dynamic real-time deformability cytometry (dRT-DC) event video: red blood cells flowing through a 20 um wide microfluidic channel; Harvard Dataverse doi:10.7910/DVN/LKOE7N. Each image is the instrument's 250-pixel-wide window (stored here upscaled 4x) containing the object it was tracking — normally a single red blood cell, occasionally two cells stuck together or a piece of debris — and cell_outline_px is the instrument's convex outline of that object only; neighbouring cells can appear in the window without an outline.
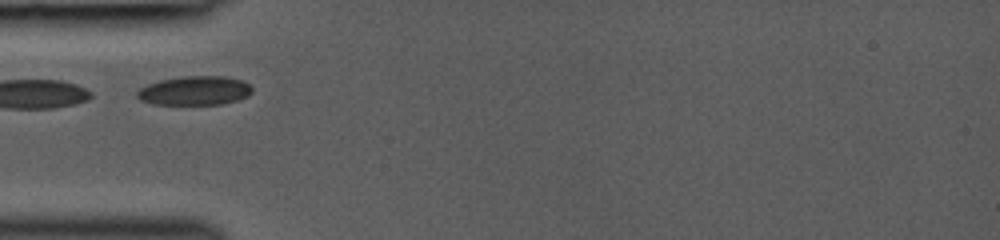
{"species": "common noctule bat (a hibernating species)", "species_latin": "Nyctalus noctula", "temperature_condition": "room temperature", "stored_images_in_passage": 8, "camera_frame_rate_fps": 3000, "um_per_image_px": 0.085, "animal": {"sex": "female", "body_mass_g": 19.0, "forearm_length_mm": 53.3}, "frame": {"image": 1, "passage_image": 1, "time_ms": 0.0, "image_size_px": [1000, 240], "cell_outline_px": [[252, 92], [248, 96], [224, 104], [152, 104], [140, 100], [136, 96], [136, 92], [140, 88], [148, 84], [160, 80], [184, 76], [224, 76], [240, 80], [248, 84], [252, 88]], "centroid_in_image_um": [16.53, 7.71], "position_along_channel_um": 68.5, "area_um2": 19.42}}
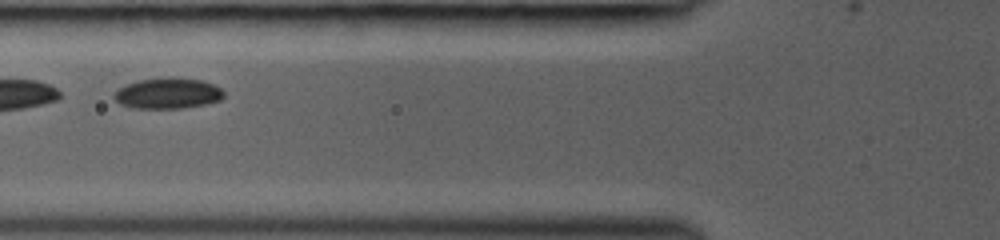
{"frame": {"image": 2, "passage_image": 7, "time_ms": 1.0, "image_size_px": [1000, 240], "cell_outline_px": [[224, 96], [220, 100], [208, 104], [184, 108], [132, 108], [120, 104], [112, 96], [120, 88], [128, 84], [140, 80], [200, 80], [212, 84], [220, 88], [224, 92]], "centroid_in_image_um": [14.28, 7.99], "position_along_channel_um": 111.5, "area_um2": 18.84}}